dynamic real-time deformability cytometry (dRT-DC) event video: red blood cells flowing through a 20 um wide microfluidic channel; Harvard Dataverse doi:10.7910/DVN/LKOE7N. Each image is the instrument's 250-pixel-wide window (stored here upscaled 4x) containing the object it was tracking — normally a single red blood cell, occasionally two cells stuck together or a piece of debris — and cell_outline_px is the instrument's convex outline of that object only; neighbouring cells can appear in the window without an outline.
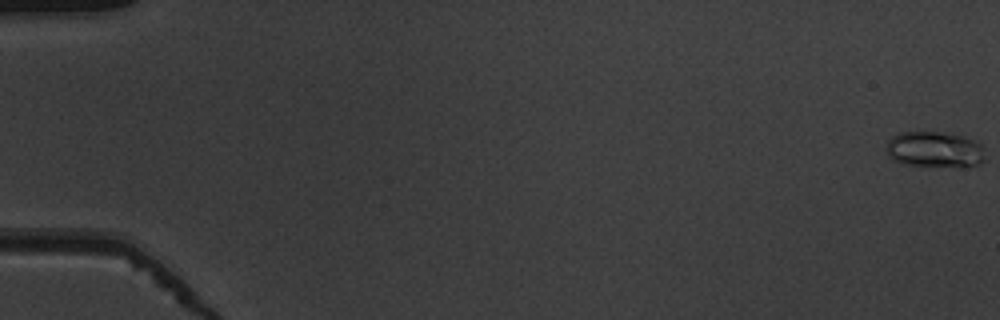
{"species": "common noctule bat (a hibernating species)", "species_latin": "Nyctalus noctula", "temperature_condition": "warm", "stored_images_in_passage": 12, "camera_frame_rate_fps": 3000, "um_per_image_px": 0.085, "animal": {"sex": "male", "body_mass_g": 19.5, "forearm_length_mm": 54.6}, "frame": {"image": 1, "passage_image": 1, "time_ms": 0.0, "image_size_px": [1000, 320], "cell_outline_px": [[984, 160], [976, 164], [904, 164], [892, 160], [888, 156], [884, 148], [888, 140], [892, 136], [900, 132], [936, 132], [960, 136], [976, 140], [980, 144]], "centroid_in_image_um": [79.32, 12.66], "position_along_channel_um": 5.7, "area_um2": 19.77}}